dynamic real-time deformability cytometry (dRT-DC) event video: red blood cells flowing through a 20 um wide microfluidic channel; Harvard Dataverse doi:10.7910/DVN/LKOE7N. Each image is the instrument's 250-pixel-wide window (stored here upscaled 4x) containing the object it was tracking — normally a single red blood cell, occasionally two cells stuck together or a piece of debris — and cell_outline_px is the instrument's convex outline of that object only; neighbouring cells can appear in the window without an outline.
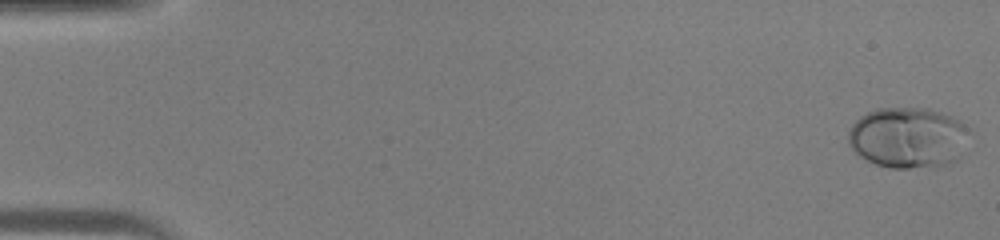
{"species": "human", "species_latin": "Homo sapiens", "temperature_condition": "warm", "stored_images_in_passage": 45, "camera_frame_rate_fps": 3000, "um_per_image_px": 0.085, "donor": {"sex": "male"}, "frame": {"image": 1, "passage_image": 1, "time_ms": 0.0, "image_size_px": [1000, 240], "cell_outline_px": [[964, 128], [956, 160], [948, 164], [908, 168], [888, 168], [876, 164], [860, 156], [848, 144], [848, 132], [852, 124], [860, 116], [876, 108], [928, 108], [952, 116], [964, 124]], "centroid_in_image_um": [77.05, 11.68], "position_along_channel_um": 8.0, "area_um2": 41.85}}
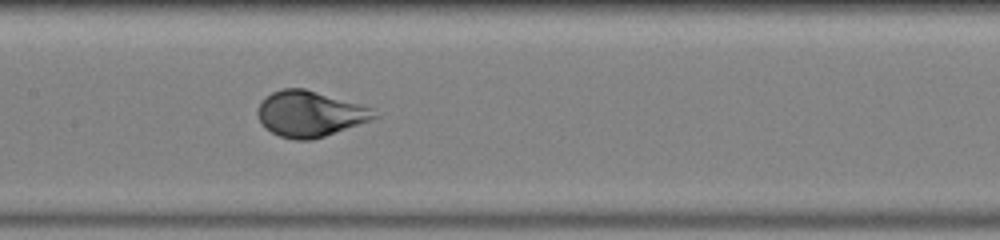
{"frame": {"image": 2, "passage_image": 23, "time_ms": 7.333, "image_size_px": [1000, 240], "cell_outline_px": [[380, 116], [372, 120], [312, 140], [296, 140], [280, 136], [264, 128], [256, 112], [256, 108], [260, 100], [272, 92], [284, 88], [304, 88], [372, 108]], "centroid_in_image_um": [26.3, 9.68], "position_along_channel_um": 181.1, "area_um2": 31.04}}
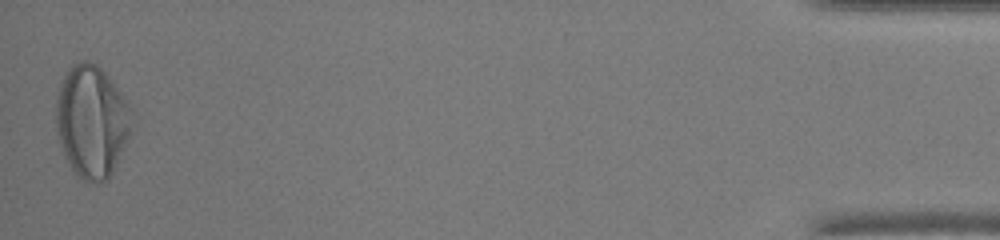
{"frame": {"image": 3, "passage_image": 45, "time_ms": 14.667, "image_size_px": [1000, 240], "cell_outline_px": [[132, 108], [128, 136], [112, 172], [108, 180], [88, 184], [76, 176], [64, 156], [56, 132], [56, 96], [64, 72], [72, 64], [80, 60], [84, 60], [96, 64], [104, 72]], "centroid_in_image_um": [7.74, 10.32], "position_along_channel_um": 427.5, "area_um2": 49.42}}